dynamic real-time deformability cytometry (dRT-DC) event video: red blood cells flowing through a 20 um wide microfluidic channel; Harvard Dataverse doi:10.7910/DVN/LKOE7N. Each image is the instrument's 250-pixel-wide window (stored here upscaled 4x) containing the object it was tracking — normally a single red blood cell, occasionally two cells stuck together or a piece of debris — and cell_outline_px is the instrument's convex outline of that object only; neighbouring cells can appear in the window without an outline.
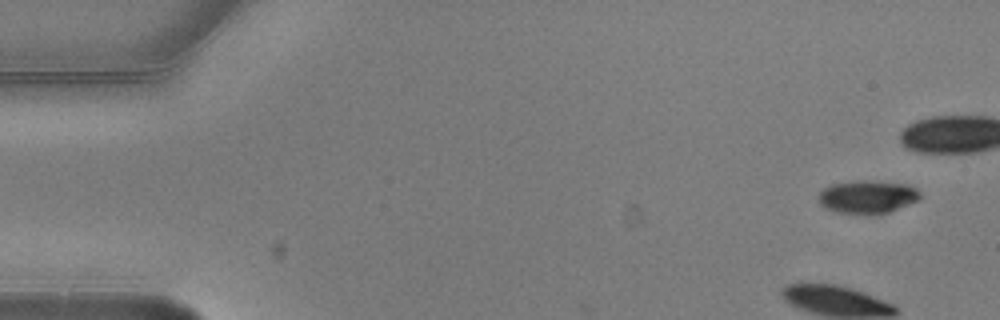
{"species": "common noctule bat (a hibernating species)", "species_latin": "Nyctalus noctula", "temperature_condition": "warm", "stored_images_in_passage": 6, "camera_frame_rate_fps": 3000, "um_per_image_px": 0.085, "animal": {"sex": "male", "body_mass_g": 20.5, "forearm_length_mm": 52.5}, "frame": {"image": 1, "passage_image": 1, "time_ms": 0.0, "image_size_px": [1000, 320], "cell_outline_px": [[920, 200], [888, 212], [876, 216], [864, 216], [836, 212], [824, 208], [820, 204], [820, 192], [824, 188], [832, 184], [856, 180], [868, 180], [908, 184], [916, 188], [920, 192]], "centroid_in_image_um": [73.75, 16.76], "position_along_channel_um": 11.2, "area_um2": 20.11}}